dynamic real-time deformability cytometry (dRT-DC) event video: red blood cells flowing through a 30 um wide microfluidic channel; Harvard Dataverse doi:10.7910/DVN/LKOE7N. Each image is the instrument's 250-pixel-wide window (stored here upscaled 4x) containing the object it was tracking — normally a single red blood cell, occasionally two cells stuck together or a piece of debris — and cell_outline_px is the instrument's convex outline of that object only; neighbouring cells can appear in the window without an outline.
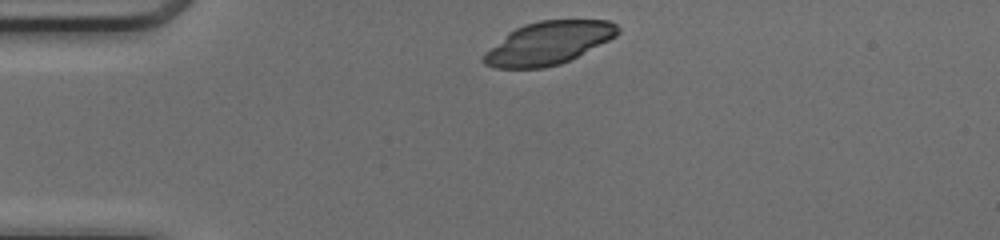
{"species": "common noctule bat (a hibernating species)", "species_latin": "Nyctalus noctula", "temperature_condition": "cold", "stored_images_in_passage": 39, "camera_frame_rate_fps": 3000, "um_per_image_px": 0.085, "animal": {"sex": "female", "body_mass_g": 17.0, "forearm_length_mm": 48.0}, "frame": {"image": 1, "passage_image": 1, "time_ms": 0.0, "image_size_px": [1000, 240], "cell_outline_px": [[620, 32], [616, 36], [560, 64], [544, 68], [496, 68], [484, 64], [480, 60], [484, 52], [508, 32], [524, 24], [540, 20], [608, 20], [616, 24], [620, 28]], "centroid_in_image_um": [46.56, 3.66], "position_along_channel_um": 38.4, "area_um2": 33.41}}